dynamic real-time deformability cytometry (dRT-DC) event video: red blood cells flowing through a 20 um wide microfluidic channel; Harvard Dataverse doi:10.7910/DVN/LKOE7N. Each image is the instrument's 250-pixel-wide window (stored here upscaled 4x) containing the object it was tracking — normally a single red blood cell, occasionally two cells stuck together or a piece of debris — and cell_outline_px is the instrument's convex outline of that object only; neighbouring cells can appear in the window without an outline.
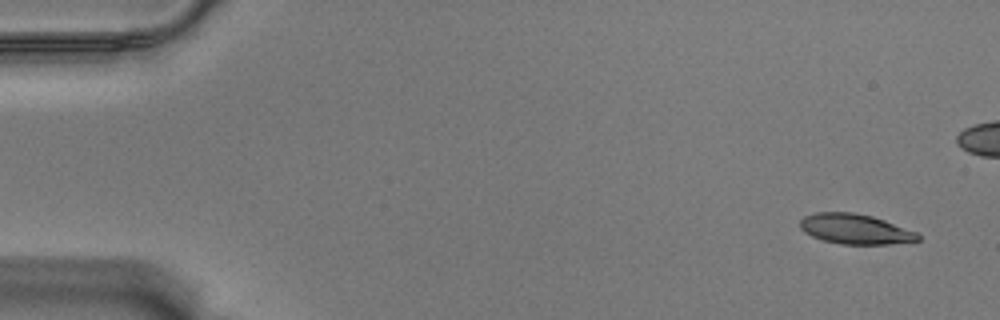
{"species": "Egyptian fruit bat (a non-hibernating species)", "species_latin": "Rousettus aegyptiacus", "temperature_condition": "warm", "stored_images_in_passage": 56, "camera_frame_rate_fps": 3000, "um_per_image_px": 0.085, "animal": {"sex": "male"}, "frame": {"image": 1, "passage_image": 1, "time_ms": 0.0, "image_size_px": [1000, 320], "cell_outline_px": [[920, 240], [888, 244], [840, 244], [824, 240], [812, 236], [804, 232], [800, 228], [800, 220], [804, 216], [816, 212], [856, 212], [872, 216], [884, 220], [916, 232], [920, 236]], "centroid_in_image_um": [72.66, 19.46], "position_along_channel_um": 12.3, "area_um2": 20.58}}
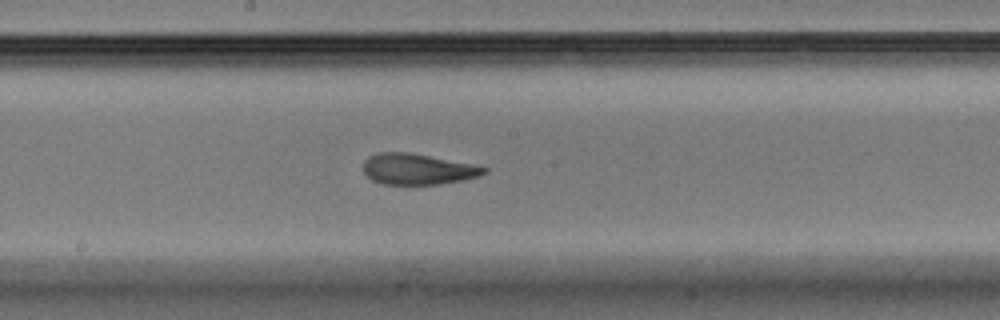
{"frame": {"image": 2, "passage_image": 29, "time_ms": 9.333, "image_size_px": [1000, 320], "cell_outline_px": [[488, 172], [464, 180], [440, 184], [384, 184], [372, 180], [364, 172], [364, 160], [368, 156], [376, 152], [412, 152], [488, 168]], "centroid_in_image_um": [35.46, 14.36], "position_along_channel_um": 212.7, "area_um2": 21.62}}
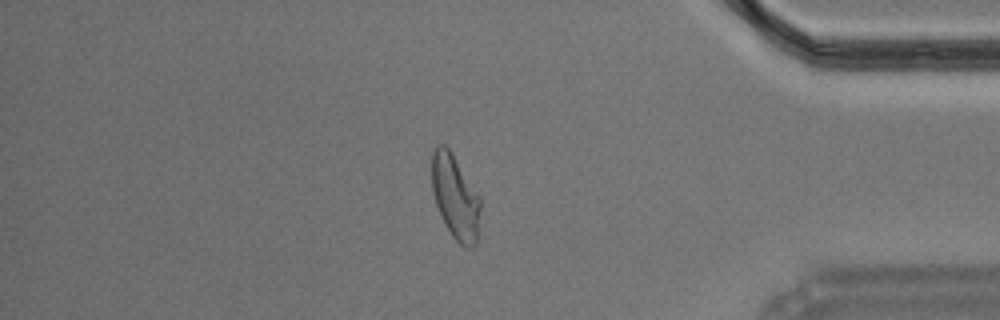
{"frame": {"image": 3, "passage_image": 47, "time_ms": 15.333, "image_size_px": [1000, 320], "cell_outline_px": [[480, 208], [476, 244], [472, 248], [468, 248], [460, 244], [452, 236], [440, 216], [432, 192], [432, 152], [436, 144], [444, 144], [452, 152], [480, 196]], "centroid_in_image_um": [38.69, 16.73], "position_along_channel_um": 396.5, "area_um2": 23.93}, "authors_computed_cell_mechanics": {"area_um2": 22.5709, "velocity_mm_per_s": 3.5275, "shape_relaxation_time_tau1_ms": 2.9592, "shape_relaxation_time_tau2_ms": 1.1092, "deformation_change_tau1": 0.1665, "deformation_change_tau2": 0.0852}}